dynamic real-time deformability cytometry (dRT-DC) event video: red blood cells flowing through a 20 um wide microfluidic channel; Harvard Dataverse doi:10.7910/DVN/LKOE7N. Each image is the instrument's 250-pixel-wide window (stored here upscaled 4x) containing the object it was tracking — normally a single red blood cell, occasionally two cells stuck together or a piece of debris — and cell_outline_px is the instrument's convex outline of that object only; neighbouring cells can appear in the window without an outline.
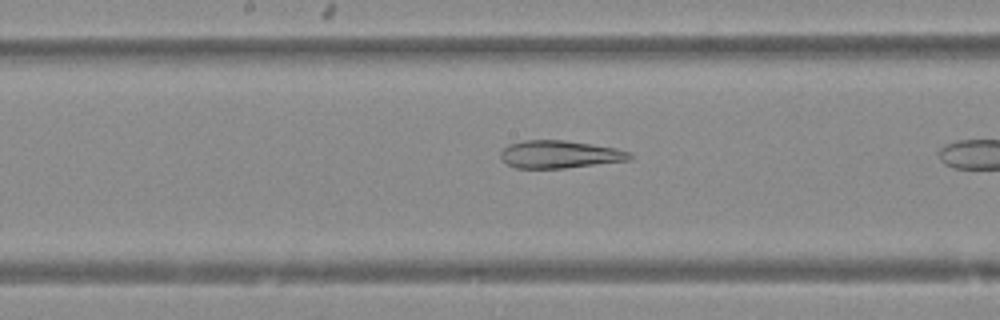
{"species": "Egyptian fruit bat (a non-hibernating species)", "species_latin": "Rousettus aegyptiacus", "temperature_condition": "warm", "stored_images_in_passage": 9, "camera_frame_rate_fps": 3000, "um_per_image_px": 0.085, "animal": {"sex": "female"}, "frame": {"image": 1, "passage_image": 8, "time_ms": 2.333, "image_size_px": [1000, 320], "cell_outline_px": [[632, 160], [564, 168], [516, 168], [508, 164], [500, 156], [500, 152], [508, 144], [524, 140], [564, 140], [592, 144], [616, 148], [628, 152], [632, 156]], "centroid_in_image_um": [47.57, 13.12], "position_along_channel_um": 200.6, "area_um2": 20.75}}